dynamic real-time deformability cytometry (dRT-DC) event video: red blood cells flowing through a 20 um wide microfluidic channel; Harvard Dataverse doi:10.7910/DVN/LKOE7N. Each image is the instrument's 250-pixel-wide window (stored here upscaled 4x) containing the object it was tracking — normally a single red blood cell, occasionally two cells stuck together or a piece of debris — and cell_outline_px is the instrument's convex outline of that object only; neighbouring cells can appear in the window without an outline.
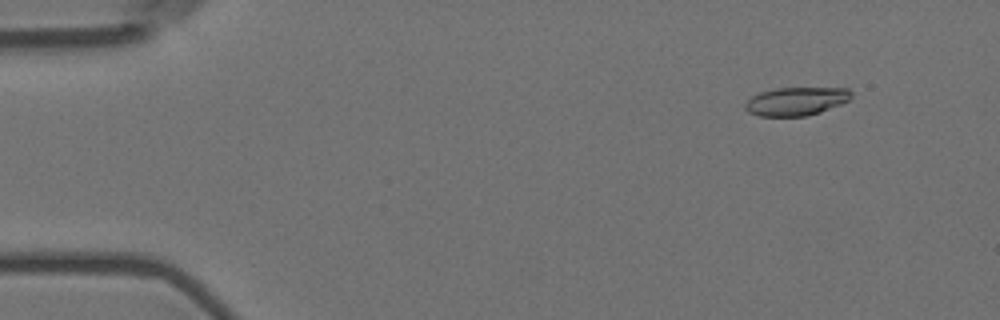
{"species": "Egyptian fruit bat (a non-hibernating species)", "species_latin": "Rousettus aegyptiacus", "temperature_condition": "room temperature", "stored_images_in_passage": 4, "camera_frame_rate_fps": 3000, "um_per_image_px": 0.085, "animal": {"sex": "female"}, "frame": {"image": 1, "passage_image": 1, "time_ms": 0.0, "image_size_px": [1000, 320], "cell_outline_px": [[852, 96], [848, 100], [840, 104], [820, 112], [808, 116], [760, 116], [748, 112], [744, 108], [744, 104], [752, 96], [760, 92], [776, 88], [848, 88], [852, 92]], "centroid_in_image_um": [67.66, 8.61], "position_along_channel_um": 17.3, "area_um2": 17.51}}
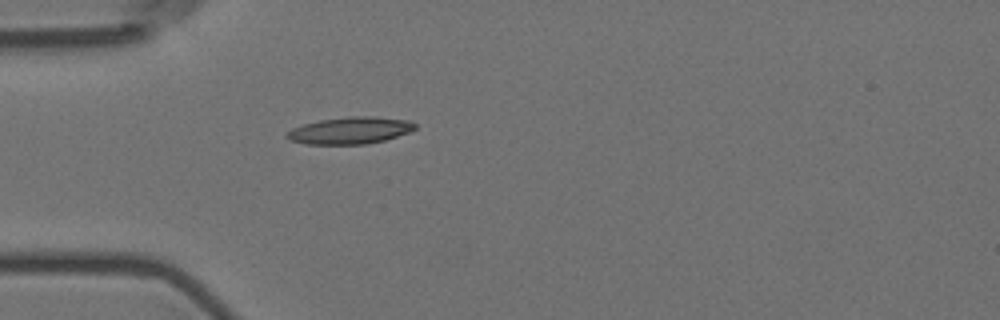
{"frame": {"image": 2, "passage_image": 4, "time_ms": 1.0, "image_size_px": [1000, 320], "cell_outline_px": [[416, 128], [408, 132], [384, 140], [364, 144], [304, 144], [292, 140], [284, 136], [292, 128], [304, 124], [320, 120], [348, 116], [376, 116], [408, 120], [416, 124]], "centroid_in_image_um": [29.75, 11.08], "position_along_channel_um": 55.2, "area_um2": 20.0}}